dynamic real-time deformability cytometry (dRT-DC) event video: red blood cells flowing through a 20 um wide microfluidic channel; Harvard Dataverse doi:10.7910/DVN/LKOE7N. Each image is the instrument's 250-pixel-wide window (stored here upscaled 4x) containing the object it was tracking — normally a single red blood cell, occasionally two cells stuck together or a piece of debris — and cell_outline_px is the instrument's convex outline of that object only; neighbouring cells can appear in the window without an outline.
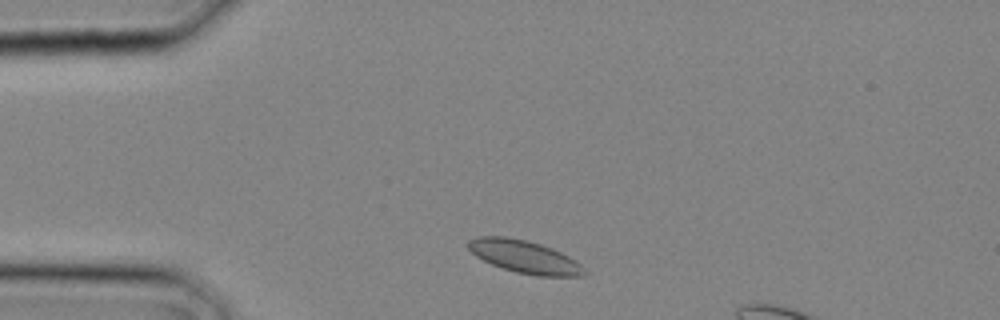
{"species": "common noctule bat (a hibernating species)", "species_latin": "Nyctalus noctula", "temperature_condition": "cold", "stored_images_in_passage": 15, "camera_frame_rate_fps": 3000, "um_per_image_px": 0.085, "animal": {"sex": "male", "body_mass_g": 20.4}, "frame": {"image": 1, "passage_image": 2, "time_ms": 0.333, "image_size_px": [1000, 320], "cell_outline_px": [[588, 272], [580, 276], [536, 276], [516, 272], [492, 264], [476, 256], [468, 248], [468, 240], [480, 236], [508, 236], [540, 244], [552, 248], [576, 260]], "centroid_in_image_um": [44.59, 21.82], "position_along_channel_um": 40.4, "area_um2": 21.96}}
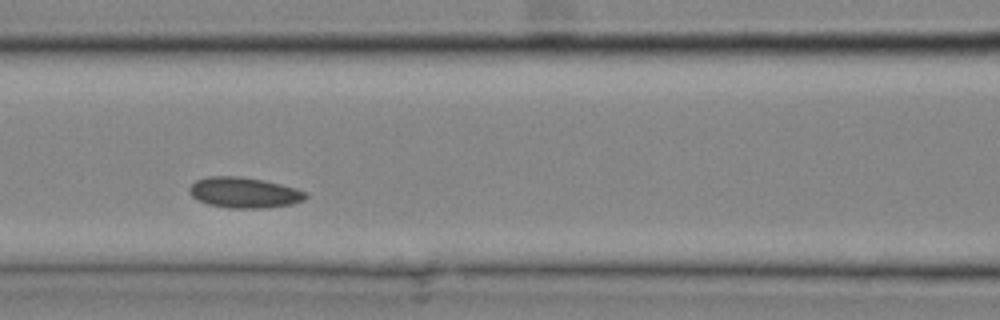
{"frame": {"image": 2, "passage_image": 8, "time_ms": 2.333, "image_size_px": [1000, 320], "cell_outline_px": [[308, 196], [304, 200], [292, 204], [264, 208], [228, 208], [208, 204], [192, 196], [188, 192], [188, 188], [196, 180], [208, 176], [236, 176], [260, 180], [280, 184], [296, 188], [308, 192]], "centroid_in_image_um": [20.76, 16.37], "position_along_channel_um": 145.8, "area_um2": 20.69}}
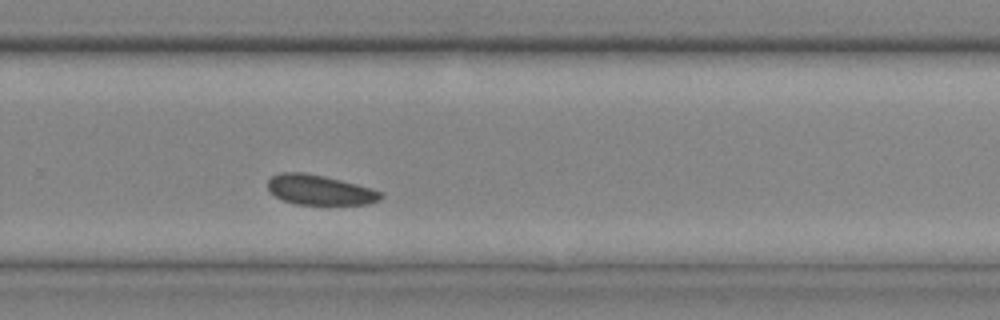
{"frame": {"image": 3, "passage_image": 15, "time_ms": 4.667, "image_size_px": [1000, 320], "cell_outline_px": [[384, 196], [380, 200], [368, 204], [296, 204], [284, 200], [276, 196], [268, 188], [268, 180], [272, 176], [280, 172], [304, 172], [324, 176], [372, 188], [380, 192]], "centroid_in_image_um": [27.19, 16.14], "position_along_channel_um": 302.6, "area_um2": 19.54}}